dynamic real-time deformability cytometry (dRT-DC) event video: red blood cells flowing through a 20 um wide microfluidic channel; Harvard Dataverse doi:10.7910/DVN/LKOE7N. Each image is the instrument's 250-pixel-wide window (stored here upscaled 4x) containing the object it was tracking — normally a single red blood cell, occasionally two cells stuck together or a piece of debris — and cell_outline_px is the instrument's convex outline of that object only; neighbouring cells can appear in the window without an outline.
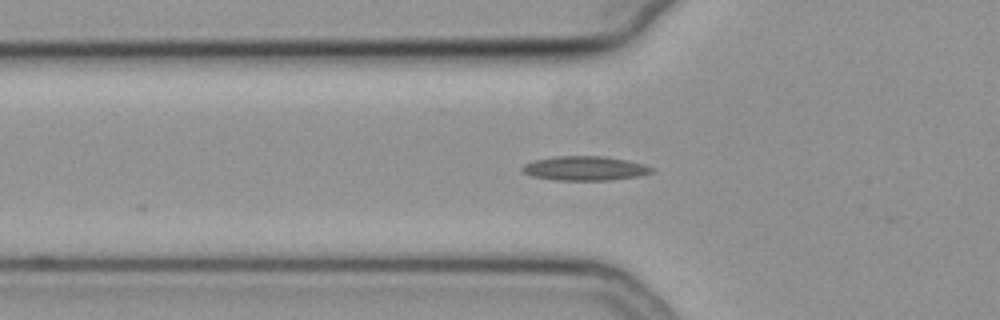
{"species": "common noctule bat (a hibernating species)", "species_latin": "Nyctalus noctula", "temperature_condition": "cold", "stored_images_in_passage": 24, "camera_frame_rate_fps": 3000, "um_per_image_px": 0.085, "animal": {"sex": "female", "body_mass_g": 19.3, "forearm_length_mm": 54.1}, "frame": {"image": 1, "passage_image": 2, "time_ms": 0.333, "image_size_px": [1000, 320], "cell_outline_px": [[652, 172], [640, 176], [612, 180], [556, 180], [532, 176], [524, 172], [520, 168], [524, 164], [532, 160], [556, 156], [604, 156], [644, 164], [652, 168]], "centroid_in_image_um": [49.68, 14.31], "position_along_channel_um": 76.1, "area_um2": 18.26}}
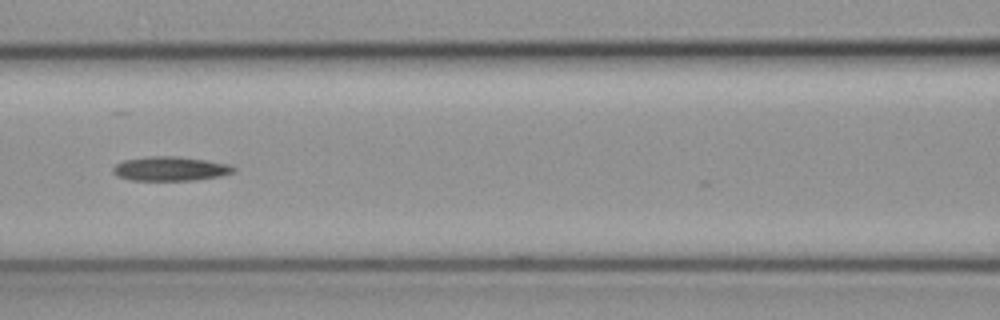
{"frame": {"image": 2, "passage_image": 8, "time_ms": 2.333, "image_size_px": [1000, 320], "cell_outline_px": [[236, 172], [220, 176], [196, 180], [132, 180], [116, 176], [112, 172], [112, 168], [116, 164], [124, 160], [148, 156], [176, 156], [204, 160], [228, 164], [236, 168]], "centroid_in_image_um": [14.47, 14.34], "position_along_channel_um": 152.1, "area_um2": 17.05}}
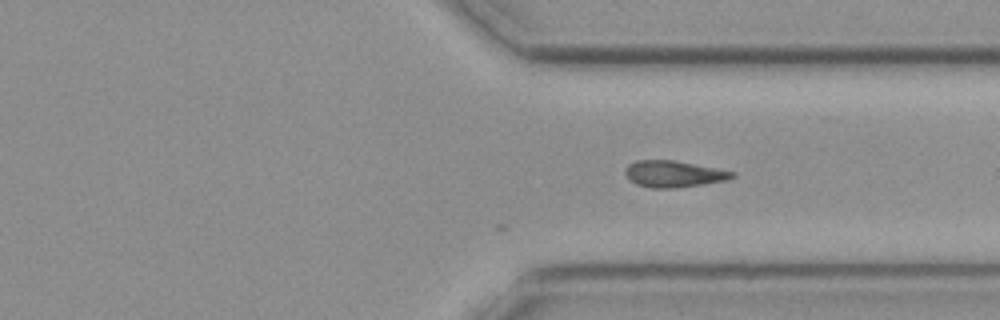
{"frame": {"image": 3, "passage_image": 24, "time_ms": 7.667, "image_size_px": [1000, 320], "cell_outline_px": [[736, 176], [728, 180], [704, 184], [672, 188], [652, 188], [636, 184], [628, 180], [624, 172], [624, 168], [628, 164], [636, 160], [672, 160], [716, 168], [736, 172]], "centroid_in_image_um": [57.24, 14.78], "position_along_channel_um": 354.2, "area_um2": 16.65}}